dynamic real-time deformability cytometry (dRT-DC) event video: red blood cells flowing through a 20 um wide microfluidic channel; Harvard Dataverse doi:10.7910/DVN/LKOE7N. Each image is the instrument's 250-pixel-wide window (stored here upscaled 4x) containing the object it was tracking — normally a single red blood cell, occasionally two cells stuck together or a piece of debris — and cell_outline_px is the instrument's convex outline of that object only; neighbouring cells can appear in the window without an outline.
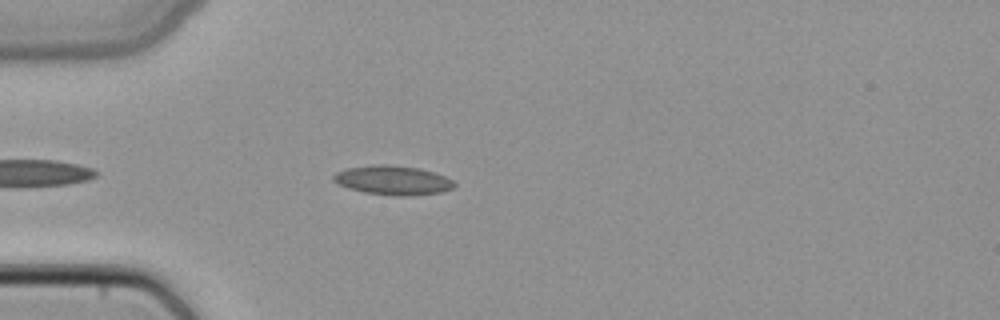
{"species": "common noctule bat (a hibernating species)", "species_latin": "Nyctalus noctula", "temperature_condition": "cold", "stored_images_in_passage": 39, "camera_frame_rate_fps": 3000, "um_per_image_px": 0.085, "animal": {"sex": "female", "body_mass_g": 22.7, "forearm_length_mm": 54.2}, "frame": {"image": 1, "passage_image": 4, "time_ms": 1.0, "image_size_px": [1000, 320], "cell_outline_px": [[456, 184], [452, 188], [440, 192], [412, 196], [396, 196], [364, 192], [348, 188], [336, 184], [332, 180], [332, 176], [336, 172], [344, 168], [372, 164], [384, 164], [420, 168], [444, 176], [452, 180]], "centroid_in_image_um": [33.33, 15.31], "position_along_channel_um": 51.7, "area_um2": 20.75}}
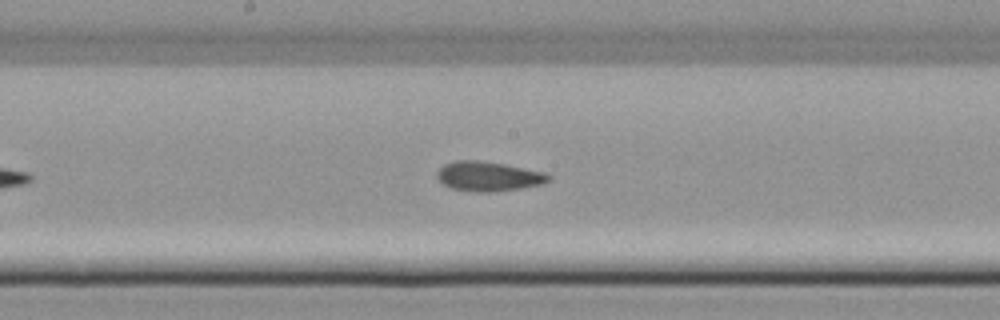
{"frame": {"image": 2, "passage_image": 16, "time_ms": 5.0, "image_size_px": [1000, 320], "cell_outline_px": [[552, 180], [544, 184], [520, 188], [492, 192], [476, 192], [452, 188], [444, 184], [436, 176], [436, 172], [444, 164], [456, 160], [480, 160], [504, 164], [544, 172], [552, 176]], "centroid_in_image_um": [41.54, 14.98], "position_along_channel_um": 206.7, "area_um2": 19.31}}
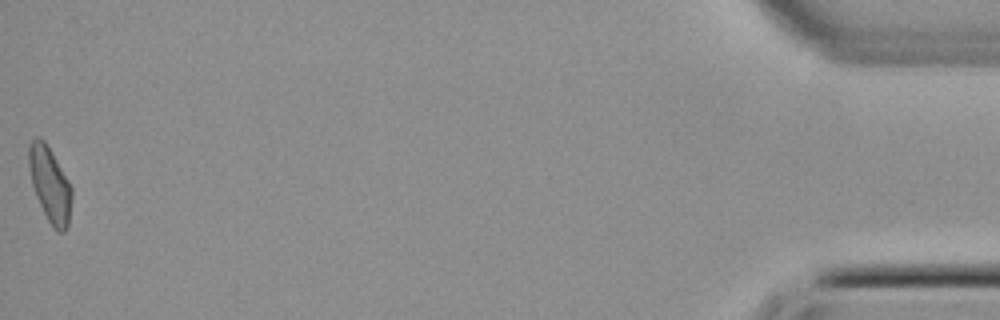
{"frame": {"image": 3, "passage_image": 39, "time_ms": 12.667, "image_size_px": [1000, 320], "cell_outline_px": [[72, 196], [68, 224], [64, 232], [56, 232], [48, 220], [36, 196], [32, 184], [28, 164], [28, 144], [36, 136], [40, 136], [48, 144], [68, 180], [72, 188]], "centroid_in_image_um": [4.23, 15.63], "position_along_channel_um": 431.0, "area_um2": 18.84}}